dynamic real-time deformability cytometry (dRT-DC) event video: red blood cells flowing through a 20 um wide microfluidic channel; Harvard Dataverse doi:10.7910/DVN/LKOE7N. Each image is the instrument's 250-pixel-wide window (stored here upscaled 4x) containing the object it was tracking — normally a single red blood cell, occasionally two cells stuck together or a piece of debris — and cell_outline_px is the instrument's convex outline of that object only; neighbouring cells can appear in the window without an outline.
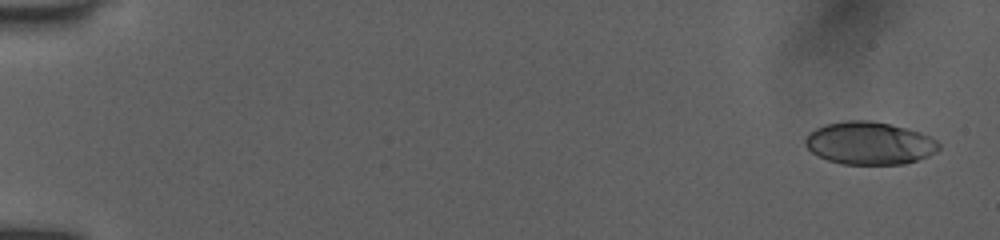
{"species": "human", "species_latin": "Homo sapiens", "temperature_condition": "room temperature", "stored_images_in_passage": 23, "camera_frame_rate_fps": 3000, "um_per_image_px": 0.085, "donor": {"sex": "female"}, "frame": {"image": 1, "passage_image": 3, "time_ms": 0.667, "image_size_px": [1000, 240], "cell_outline_px": [[940, 148], [936, 152], [928, 156], [904, 164], [840, 164], [816, 156], [804, 144], [804, 140], [808, 132], [824, 124], [844, 120], [872, 120], [892, 124], [920, 132], [936, 140], [940, 144]], "centroid_in_image_um": [73.87, 12.16], "position_along_channel_um": 11.1, "area_um2": 33.58}}
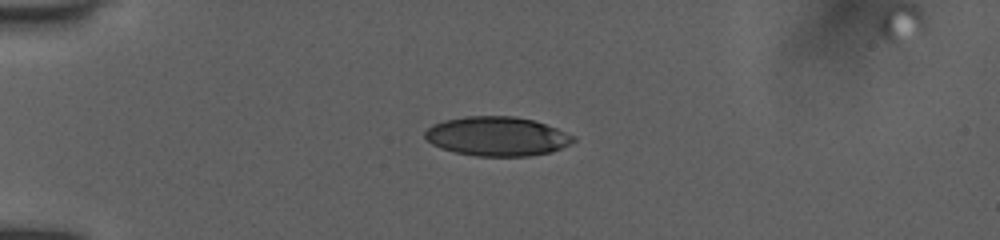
{"frame": {"image": 2, "passage_image": 14, "time_ms": 4.667, "image_size_px": [1000, 240], "cell_outline_px": [[576, 140], [552, 152], [528, 156], [476, 156], [456, 152], [440, 148], [432, 144], [424, 136], [424, 132], [432, 124], [444, 120], [464, 116], [516, 116], [532, 120], [556, 128], [576, 136]], "centroid_in_image_um": [42.23, 11.58], "position_along_channel_um": 42.8, "area_um2": 33.93}}
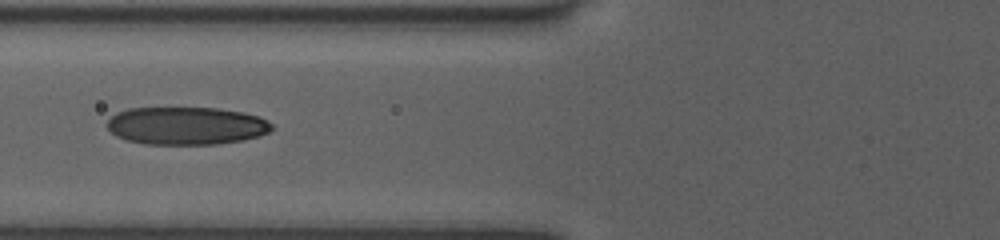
{"frame": {"image": 3, "passage_image": 22, "time_ms": 7.333, "image_size_px": [1000, 240], "cell_outline_px": [[272, 128], [268, 132], [260, 136], [244, 140], [216, 144], [144, 144], [128, 140], [116, 136], [108, 128], [108, 120], [116, 112], [128, 108], [216, 108], [244, 112], [260, 116], [268, 120], [272, 124]], "centroid_in_image_um": [15.86, 10.69], "position_along_channel_um": 109.9, "area_um2": 36.41}}